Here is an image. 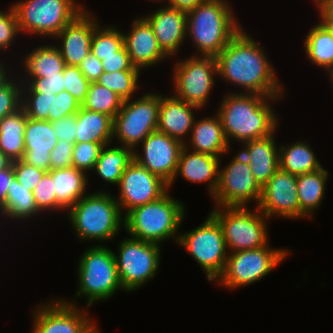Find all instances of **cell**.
<instances>
[{
  "mask_svg": "<svg viewBox=\"0 0 333 333\" xmlns=\"http://www.w3.org/2000/svg\"><path fill=\"white\" fill-rule=\"evenodd\" d=\"M266 52L243 28L216 56L219 78L240 87L245 94L284 97L281 85Z\"/></svg>",
  "mask_w": 333,
  "mask_h": 333,
  "instance_id": "cell-1",
  "label": "cell"
},
{
  "mask_svg": "<svg viewBox=\"0 0 333 333\" xmlns=\"http://www.w3.org/2000/svg\"><path fill=\"white\" fill-rule=\"evenodd\" d=\"M282 98L232 91L226 93L216 111L229 145L231 139L246 143L275 133L279 119L270 103Z\"/></svg>",
  "mask_w": 333,
  "mask_h": 333,
  "instance_id": "cell-2",
  "label": "cell"
},
{
  "mask_svg": "<svg viewBox=\"0 0 333 333\" xmlns=\"http://www.w3.org/2000/svg\"><path fill=\"white\" fill-rule=\"evenodd\" d=\"M228 0H206L186 13V37L197 50L195 56L216 57L241 30Z\"/></svg>",
  "mask_w": 333,
  "mask_h": 333,
  "instance_id": "cell-3",
  "label": "cell"
},
{
  "mask_svg": "<svg viewBox=\"0 0 333 333\" xmlns=\"http://www.w3.org/2000/svg\"><path fill=\"white\" fill-rule=\"evenodd\" d=\"M67 219L80 241L109 242L124 228V215L115 197L105 190L88 193L68 212Z\"/></svg>",
  "mask_w": 333,
  "mask_h": 333,
  "instance_id": "cell-4",
  "label": "cell"
},
{
  "mask_svg": "<svg viewBox=\"0 0 333 333\" xmlns=\"http://www.w3.org/2000/svg\"><path fill=\"white\" fill-rule=\"evenodd\" d=\"M185 205L167 191L153 202L138 206L124 216V229L131 237L161 246L166 240L178 243ZM177 235V236H176Z\"/></svg>",
  "mask_w": 333,
  "mask_h": 333,
  "instance_id": "cell-5",
  "label": "cell"
},
{
  "mask_svg": "<svg viewBox=\"0 0 333 333\" xmlns=\"http://www.w3.org/2000/svg\"><path fill=\"white\" fill-rule=\"evenodd\" d=\"M78 290L76 298L86 297L85 307L96 301H107L115 292L123 290L118 276L114 251L103 245L91 246L80 256L77 265Z\"/></svg>",
  "mask_w": 333,
  "mask_h": 333,
  "instance_id": "cell-6",
  "label": "cell"
},
{
  "mask_svg": "<svg viewBox=\"0 0 333 333\" xmlns=\"http://www.w3.org/2000/svg\"><path fill=\"white\" fill-rule=\"evenodd\" d=\"M12 6L21 34L52 39L86 9L76 0H20Z\"/></svg>",
  "mask_w": 333,
  "mask_h": 333,
  "instance_id": "cell-7",
  "label": "cell"
},
{
  "mask_svg": "<svg viewBox=\"0 0 333 333\" xmlns=\"http://www.w3.org/2000/svg\"><path fill=\"white\" fill-rule=\"evenodd\" d=\"M255 209L250 211L248 206L215 207L210 212L222 229L228 253L256 249L268 244L266 221L269 219L257 206Z\"/></svg>",
  "mask_w": 333,
  "mask_h": 333,
  "instance_id": "cell-8",
  "label": "cell"
},
{
  "mask_svg": "<svg viewBox=\"0 0 333 333\" xmlns=\"http://www.w3.org/2000/svg\"><path fill=\"white\" fill-rule=\"evenodd\" d=\"M207 216L200 226L179 233L178 244L198 263L207 280L216 282L225 269L229 253L218 221L210 213Z\"/></svg>",
  "mask_w": 333,
  "mask_h": 333,
  "instance_id": "cell-9",
  "label": "cell"
},
{
  "mask_svg": "<svg viewBox=\"0 0 333 333\" xmlns=\"http://www.w3.org/2000/svg\"><path fill=\"white\" fill-rule=\"evenodd\" d=\"M228 254L225 269L216 283L227 289H238L258 282L270 274L292 252L270 246Z\"/></svg>",
  "mask_w": 333,
  "mask_h": 333,
  "instance_id": "cell-10",
  "label": "cell"
},
{
  "mask_svg": "<svg viewBox=\"0 0 333 333\" xmlns=\"http://www.w3.org/2000/svg\"><path fill=\"white\" fill-rule=\"evenodd\" d=\"M160 93H143L137 100H124L114 117L113 140L133 151L152 132L157 130Z\"/></svg>",
  "mask_w": 333,
  "mask_h": 333,
  "instance_id": "cell-11",
  "label": "cell"
},
{
  "mask_svg": "<svg viewBox=\"0 0 333 333\" xmlns=\"http://www.w3.org/2000/svg\"><path fill=\"white\" fill-rule=\"evenodd\" d=\"M118 246L114 256L119 280L125 292L136 291L157 274L162 247L131 236L122 239Z\"/></svg>",
  "mask_w": 333,
  "mask_h": 333,
  "instance_id": "cell-12",
  "label": "cell"
},
{
  "mask_svg": "<svg viewBox=\"0 0 333 333\" xmlns=\"http://www.w3.org/2000/svg\"><path fill=\"white\" fill-rule=\"evenodd\" d=\"M172 82L175 97L200 108L207 106L209 96L218 76L216 57L195 56L177 61Z\"/></svg>",
  "mask_w": 333,
  "mask_h": 333,
  "instance_id": "cell-13",
  "label": "cell"
},
{
  "mask_svg": "<svg viewBox=\"0 0 333 333\" xmlns=\"http://www.w3.org/2000/svg\"><path fill=\"white\" fill-rule=\"evenodd\" d=\"M219 185L212 199L214 207L248 206L253 200L258 206L262 186L251 172L248 162L240 153L233 156L227 166L219 167Z\"/></svg>",
  "mask_w": 333,
  "mask_h": 333,
  "instance_id": "cell-14",
  "label": "cell"
},
{
  "mask_svg": "<svg viewBox=\"0 0 333 333\" xmlns=\"http://www.w3.org/2000/svg\"><path fill=\"white\" fill-rule=\"evenodd\" d=\"M76 304L56 298L36 305L32 333H90L97 325Z\"/></svg>",
  "mask_w": 333,
  "mask_h": 333,
  "instance_id": "cell-15",
  "label": "cell"
},
{
  "mask_svg": "<svg viewBox=\"0 0 333 333\" xmlns=\"http://www.w3.org/2000/svg\"><path fill=\"white\" fill-rule=\"evenodd\" d=\"M118 188L119 195L115 200L121 213L125 212L124 216L138 206L158 200L169 190L165 181L134 159L123 172Z\"/></svg>",
  "mask_w": 333,
  "mask_h": 333,
  "instance_id": "cell-16",
  "label": "cell"
},
{
  "mask_svg": "<svg viewBox=\"0 0 333 333\" xmlns=\"http://www.w3.org/2000/svg\"><path fill=\"white\" fill-rule=\"evenodd\" d=\"M140 144L143 146V155L136 148L134 160L169 185L176 174L179 154L184 145L158 130L150 133Z\"/></svg>",
  "mask_w": 333,
  "mask_h": 333,
  "instance_id": "cell-17",
  "label": "cell"
},
{
  "mask_svg": "<svg viewBox=\"0 0 333 333\" xmlns=\"http://www.w3.org/2000/svg\"><path fill=\"white\" fill-rule=\"evenodd\" d=\"M257 207L268 219L272 216L299 219L296 175L279 168L262 186Z\"/></svg>",
  "mask_w": 333,
  "mask_h": 333,
  "instance_id": "cell-18",
  "label": "cell"
},
{
  "mask_svg": "<svg viewBox=\"0 0 333 333\" xmlns=\"http://www.w3.org/2000/svg\"><path fill=\"white\" fill-rule=\"evenodd\" d=\"M95 17L86 8L54 37L58 41L61 40L56 47L66 65L79 66L91 52L94 29L99 25Z\"/></svg>",
  "mask_w": 333,
  "mask_h": 333,
  "instance_id": "cell-19",
  "label": "cell"
},
{
  "mask_svg": "<svg viewBox=\"0 0 333 333\" xmlns=\"http://www.w3.org/2000/svg\"><path fill=\"white\" fill-rule=\"evenodd\" d=\"M151 25L158 44L168 58L176 56L186 37V12L167 4L143 16Z\"/></svg>",
  "mask_w": 333,
  "mask_h": 333,
  "instance_id": "cell-20",
  "label": "cell"
},
{
  "mask_svg": "<svg viewBox=\"0 0 333 333\" xmlns=\"http://www.w3.org/2000/svg\"><path fill=\"white\" fill-rule=\"evenodd\" d=\"M123 36L131 64L140 70L157 65L168 57L160 48L151 25L144 17L135 18L130 32H123Z\"/></svg>",
  "mask_w": 333,
  "mask_h": 333,
  "instance_id": "cell-21",
  "label": "cell"
},
{
  "mask_svg": "<svg viewBox=\"0 0 333 333\" xmlns=\"http://www.w3.org/2000/svg\"><path fill=\"white\" fill-rule=\"evenodd\" d=\"M222 157L211 154L194 152L183 146L178 159V167L173 181L168 185V189L178 176L192 183H208V191L213 197L219 185V167Z\"/></svg>",
  "mask_w": 333,
  "mask_h": 333,
  "instance_id": "cell-22",
  "label": "cell"
},
{
  "mask_svg": "<svg viewBox=\"0 0 333 333\" xmlns=\"http://www.w3.org/2000/svg\"><path fill=\"white\" fill-rule=\"evenodd\" d=\"M198 109L202 110L194 104L178 99L174 94L166 97L160 94L157 130L177 139L183 145L186 144L185 137H190L196 118L194 111Z\"/></svg>",
  "mask_w": 333,
  "mask_h": 333,
  "instance_id": "cell-23",
  "label": "cell"
},
{
  "mask_svg": "<svg viewBox=\"0 0 333 333\" xmlns=\"http://www.w3.org/2000/svg\"><path fill=\"white\" fill-rule=\"evenodd\" d=\"M58 139L50 121L27 118L22 162L50 171V152Z\"/></svg>",
  "mask_w": 333,
  "mask_h": 333,
  "instance_id": "cell-24",
  "label": "cell"
},
{
  "mask_svg": "<svg viewBox=\"0 0 333 333\" xmlns=\"http://www.w3.org/2000/svg\"><path fill=\"white\" fill-rule=\"evenodd\" d=\"M274 137L273 133L248 141L238 151L248 162L252 174L261 186L279 169V147L276 146Z\"/></svg>",
  "mask_w": 333,
  "mask_h": 333,
  "instance_id": "cell-25",
  "label": "cell"
},
{
  "mask_svg": "<svg viewBox=\"0 0 333 333\" xmlns=\"http://www.w3.org/2000/svg\"><path fill=\"white\" fill-rule=\"evenodd\" d=\"M186 142L184 146L191 151L207 153L216 157L227 154L231 148L226 139L221 119L216 112L213 117L195 119L190 138Z\"/></svg>",
  "mask_w": 333,
  "mask_h": 333,
  "instance_id": "cell-26",
  "label": "cell"
},
{
  "mask_svg": "<svg viewBox=\"0 0 333 333\" xmlns=\"http://www.w3.org/2000/svg\"><path fill=\"white\" fill-rule=\"evenodd\" d=\"M54 182L57 210L68 212L82 197L88 194L89 176L71 166L48 171ZM86 193V194H85Z\"/></svg>",
  "mask_w": 333,
  "mask_h": 333,
  "instance_id": "cell-27",
  "label": "cell"
},
{
  "mask_svg": "<svg viewBox=\"0 0 333 333\" xmlns=\"http://www.w3.org/2000/svg\"><path fill=\"white\" fill-rule=\"evenodd\" d=\"M328 175V171L322 167L316 171L296 176L299 218L312 219L311 214L321 207V202L325 198Z\"/></svg>",
  "mask_w": 333,
  "mask_h": 333,
  "instance_id": "cell-28",
  "label": "cell"
},
{
  "mask_svg": "<svg viewBox=\"0 0 333 333\" xmlns=\"http://www.w3.org/2000/svg\"><path fill=\"white\" fill-rule=\"evenodd\" d=\"M113 124L112 117L81 106L77 112L76 143L113 144Z\"/></svg>",
  "mask_w": 333,
  "mask_h": 333,
  "instance_id": "cell-29",
  "label": "cell"
},
{
  "mask_svg": "<svg viewBox=\"0 0 333 333\" xmlns=\"http://www.w3.org/2000/svg\"><path fill=\"white\" fill-rule=\"evenodd\" d=\"M24 56L22 67H24L25 73L23 74L26 78H46L59 75V72H63L66 66L56 45H40Z\"/></svg>",
  "mask_w": 333,
  "mask_h": 333,
  "instance_id": "cell-30",
  "label": "cell"
},
{
  "mask_svg": "<svg viewBox=\"0 0 333 333\" xmlns=\"http://www.w3.org/2000/svg\"><path fill=\"white\" fill-rule=\"evenodd\" d=\"M27 118L21 107L0 120V150L12 161L21 160L25 152L24 133Z\"/></svg>",
  "mask_w": 333,
  "mask_h": 333,
  "instance_id": "cell-31",
  "label": "cell"
},
{
  "mask_svg": "<svg viewBox=\"0 0 333 333\" xmlns=\"http://www.w3.org/2000/svg\"><path fill=\"white\" fill-rule=\"evenodd\" d=\"M133 155L134 151L129 147L104 145L93 171L106 183L118 186L123 172L134 159Z\"/></svg>",
  "mask_w": 333,
  "mask_h": 333,
  "instance_id": "cell-32",
  "label": "cell"
},
{
  "mask_svg": "<svg viewBox=\"0 0 333 333\" xmlns=\"http://www.w3.org/2000/svg\"><path fill=\"white\" fill-rule=\"evenodd\" d=\"M279 146V168L293 175L316 171L323 166L308 142L297 141Z\"/></svg>",
  "mask_w": 333,
  "mask_h": 333,
  "instance_id": "cell-33",
  "label": "cell"
},
{
  "mask_svg": "<svg viewBox=\"0 0 333 333\" xmlns=\"http://www.w3.org/2000/svg\"><path fill=\"white\" fill-rule=\"evenodd\" d=\"M304 47L307 58L316 67L325 69L327 73L333 68V30L321 21L309 30Z\"/></svg>",
  "mask_w": 333,
  "mask_h": 333,
  "instance_id": "cell-34",
  "label": "cell"
},
{
  "mask_svg": "<svg viewBox=\"0 0 333 333\" xmlns=\"http://www.w3.org/2000/svg\"><path fill=\"white\" fill-rule=\"evenodd\" d=\"M2 213V214H1ZM32 190L22 187L14 178L6 200L0 205V214L11 220H27L39 214Z\"/></svg>",
  "mask_w": 333,
  "mask_h": 333,
  "instance_id": "cell-35",
  "label": "cell"
},
{
  "mask_svg": "<svg viewBox=\"0 0 333 333\" xmlns=\"http://www.w3.org/2000/svg\"><path fill=\"white\" fill-rule=\"evenodd\" d=\"M123 102L124 99L117 93L96 82H92L82 107L90 111L106 114L114 119Z\"/></svg>",
  "mask_w": 333,
  "mask_h": 333,
  "instance_id": "cell-36",
  "label": "cell"
},
{
  "mask_svg": "<svg viewBox=\"0 0 333 333\" xmlns=\"http://www.w3.org/2000/svg\"><path fill=\"white\" fill-rule=\"evenodd\" d=\"M140 70H124L114 72H103L96 81L101 86H104L111 91L117 93L124 100L131 99L138 91Z\"/></svg>",
  "mask_w": 333,
  "mask_h": 333,
  "instance_id": "cell-37",
  "label": "cell"
},
{
  "mask_svg": "<svg viewBox=\"0 0 333 333\" xmlns=\"http://www.w3.org/2000/svg\"><path fill=\"white\" fill-rule=\"evenodd\" d=\"M98 25L94 29L91 52L100 60L102 57L118 56V51L124 46L123 32L114 26Z\"/></svg>",
  "mask_w": 333,
  "mask_h": 333,
  "instance_id": "cell-38",
  "label": "cell"
},
{
  "mask_svg": "<svg viewBox=\"0 0 333 333\" xmlns=\"http://www.w3.org/2000/svg\"><path fill=\"white\" fill-rule=\"evenodd\" d=\"M13 77L19 80V75L17 78L10 75L0 84V120L21 108L22 82Z\"/></svg>",
  "mask_w": 333,
  "mask_h": 333,
  "instance_id": "cell-39",
  "label": "cell"
},
{
  "mask_svg": "<svg viewBox=\"0 0 333 333\" xmlns=\"http://www.w3.org/2000/svg\"><path fill=\"white\" fill-rule=\"evenodd\" d=\"M53 95L44 93H22L21 107L26 116L35 120H47L52 114Z\"/></svg>",
  "mask_w": 333,
  "mask_h": 333,
  "instance_id": "cell-40",
  "label": "cell"
},
{
  "mask_svg": "<svg viewBox=\"0 0 333 333\" xmlns=\"http://www.w3.org/2000/svg\"><path fill=\"white\" fill-rule=\"evenodd\" d=\"M103 144L95 142L75 143L72 152V165L85 172H93L94 166L99 158Z\"/></svg>",
  "mask_w": 333,
  "mask_h": 333,
  "instance_id": "cell-41",
  "label": "cell"
},
{
  "mask_svg": "<svg viewBox=\"0 0 333 333\" xmlns=\"http://www.w3.org/2000/svg\"><path fill=\"white\" fill-rule=\"evenodd\" d=\"M22 79V93L58 94L64 91L63 72L46 78H20ZM26 81V82H25Z\"/></svg>",
  "mask_w": 333,
  "mask_h": 333,
  "instance_id": "cell-42",
  "label": "cell"
},
{
  "mask_svg": "<svg viewBox=\"0 0 333 333\" xmlns=\"http://www.w3.org/2000/svg\"><path fill=\"white\" fill-rule=\"evenodd\" d=\"M64 90L68 91L81 105L84 103L90 82L78 66L66 65L63 70Z\"/></svg>",
  "mask_w": 333,
  "mask_h": 333,
  "instance_id": "cell-43",
  "label": "cell"
},
{
  "mask_svg": "<svg viewBox=\"0 0 333 333\" xmlns=\"http://www.w3.org/2000/svg\"><path fill=\"white\" fill-rule=\"evenodd\" d=\"M32 193L36 206L41 213L45 211L49 212L53 209L57 211V199L54 191V182L48 172H46L42 179L36 184Z\"/></svg>",
  "mask_w": 333,
  "mask_h": 333,
  "instance_id": "cell-44",
  "label": "cell"
},
{
  "mask_svg": "<svg viewBox=\"0 0 333 333\" xmlns=\"http://www.w3.org/2000/svg\"><path fill=\"white\" fill-rule=\"evenodd\" d=\"M16 12L11 5L9 11L0 9V51L10 50L14 40L20 34Z\"/></svg>",
  "mask_w": 333,
  "mask_h": 333,
  "instance_id": "cell-45",
  "label": "cell"
},
{
  "mask_svg": "<svg viewBox=\"0 0 333 333\" xmlns=\"http://www.w3.org/2000/svg\"><path fill=\"white\" fill-rule=\"evenodd\" d=\"M81 106L68 91H61L53 95L52 114H48V121L52 122L76 114Z\"/></svg>",
  "mask_w": 333,
  "mask_h": 333,
  "instance_id": "cell-46",
  "label": "cell"
},
{
  "mask_svg": "<svg viewBox=\"0 0 333 333\" xmlns=\"http://www.w3.org/2000/svg\"><path fill=\"white\" fill-rule=\"evenodd\" d=\"M12 169L15 179L26 189L33 190L36 184L42 179L47 171L33 165L22 162L21 160L12 162Z\"/></svg>",
  "mask_w": 333,
  "mask_h": 333,
  "instance_id": "cell-47",
  "label": "cell"
},
{
  "mask_svg": "<svg viewBox=\"0 0 333 333\" xmlns=\"http://www.w3.org/2000/svg\"><path fill=\"white\" fill-rule=\"evenodd\" d=\"M74 144L58 140L50 152V170L71 167Z\"/></svg>",
  "mask_w": 333,
  "mask_h": 333,
  "instance_id": "cell-48",
  "label": "cell"
},
{
  "mask_svg": "<svg viewBox=\"0 0 333 333\" xmlns=\"http://www.w3.org/2000/svg\"><path fill=\"white\" fill-rule=\"evenodd\" d=\"M77 113L62 117L51 122L54 133L58 140H65L67 143H76Z\"/></svg>",
  "mask_w": 333,
  "mask_h": 333,
  "instance_id": "cell-49",
  "label": "cell"
},
{
  "mask_svg": "<svg viewBox=\"0 0 333 333\" xmlns=\"http://www.w3.org/2000/svg\"><path fill=\"white\" fill-rule=\"evenodd\" d=\"M102 66L104 72L124 71V70H140L131 64L129 54L123 46L118 51V56L102 57Z\"/></svg>",
  "mask_w": 333,
  "mask_h": 333,
  "instance_id": "cell-50",
  "label": "cell"
},
{
  "mask_svg": "<svg viewBox=\"0 0 333 333\" xmlns=\"http://www.w3.org/2000/svg\"><path fill=\"white\" fill-rule=\"evenodd\" d=\"M78 68L90 82H96L104 72L101 60L90 52L79 64Z\"/></svg>",
  "mask_w": 333,
  "mask_h": 333,
  "instance_id": "cell-51",
  "label": "cell"
},
{
  "mask_svg": "<svg viewBox=\"0 0 333 333\" xmlns=\"http://www.w3.org/2000/svg\"><path fill=\"white\" fill-rule=\"evenodd\" d=\"M14 178L12 165L8 169L0 171V205L6 200L9 186Z\"/></svg>",
  "mask_w": 333,
  "mask_h": 333,
  "instance_id": "cell-52",
  "label": "cell"
},
{
  "mask_svg": "<svg viewBox=\"0 0 333 333\" xmlns=\"http://www.w3.org/2000/svg\"><path fill=\"white\" fill-rule=\"evenodd\" d=\"M319 21L327 28L333 30V0H327L319 8Z\"/></svg>",
  "mask_w": 333,
  "mask_h": 333,
  "instance_id": "cell-53",
  "label": "cell"
},
{
  "mask_svg": "<svg viewBox=\"0 0 333 333\" xmlns=\"http://www.w3.org/2000/svg\"><path fill=\"white\" fill-rule=\"evenodd\" d=\"M204 1L206 0H166L165 3L170 7L177 8L187 13Z\"/></svg>",
  "mask_w": 333,
  "mask_h": 333,
  "instance_id": "cell-54",
  "label": "cell"
},
{
  "mask_svg": "<svg viewBox=\"0 0 333 333\" xmlns=\"http://www.w3.org/2000/svg\"><path fill=\"white\" fill-rule=\"evenodd\" d=\"M12 160L0 150V171L8 169L12 165Z\"/></svg>",
  "mask_w": 333,
  "mask_h": 333,
  "instance_id": "cell-55",
  "label": "cell"
},
{
  "mask_svg": "<svg viewBox=\"0 0 333 333\" xmlns=\"http://www.w3.org/2000/svg\"><path fill=\"white\" fill-rule=\"evenodd\" d=\"M2 61H0V84L3 83L9 76L10 74L13 75L8 68H6V64ZM10 72V73H9Z\"/></svg>",
  "mask_w": 333,
  "mask_h": 333,
  "instance_id": "cell-56",
  "label": "cell"
},
{
  "mask_svg": "<svg viewBox=\"0 0 333 333\" xmlns=\"http://www.w3.org/2000/svg\"><path fill=\"white\" fill-rule=\"evenodd\" d=\"M327 0H315L316 8L318 9Z\"/></svg>",
  "mask_w": 333,
  "mask_h": 333,
  "instance_id": "cell-57",
  "label": "cell"
},
{
  "mask_svg": "<svg viewBox=\"0 0 333 333\" xmlns=\"http://www.w3.org/2000/svg\"><path fill=\"white\" fill-rule=\"evenodd\" d=\"M328 75H329V79H331L330 81L332 82V86H333V68L328 72Z\"/></svg>",
  "mask_w": 333,
  "mask_h": 333,
  "instance_id": "cell-58",
  "label": "cell"
},
{
  "mask_svg": "<svg viewBox=\"0 0 333 333\" xmlns=\"http://www.w3.org/2000/svg\"><path fill=\"white\" fill-rule=\"evenodd\" d=\"M90 333H100L98 326H96Z\"/></svg>",
  "mask_w": 333,
  "mask_h": 333,
  "instance_id": "cell-59",
  "label": "cell"
},
{
  "mask_svg": "<svg viewBox=\"0 0 333 333\" xmlns=\"http://www.w3.org/2000/svg\"><path fill=\"white\" fill-rule=\"evenodd\" d=\"M151 1H152V0H151ZM154 1H155V2L157 1V3H158V2H159V3H163V2L165 3L166 0H153V2H154Z\"/></svg>",
  "mask_w": 333,
  "mask_h": 333,
  "instance_id": "cell-60",
  "label": "cell"
}]
</instances>
